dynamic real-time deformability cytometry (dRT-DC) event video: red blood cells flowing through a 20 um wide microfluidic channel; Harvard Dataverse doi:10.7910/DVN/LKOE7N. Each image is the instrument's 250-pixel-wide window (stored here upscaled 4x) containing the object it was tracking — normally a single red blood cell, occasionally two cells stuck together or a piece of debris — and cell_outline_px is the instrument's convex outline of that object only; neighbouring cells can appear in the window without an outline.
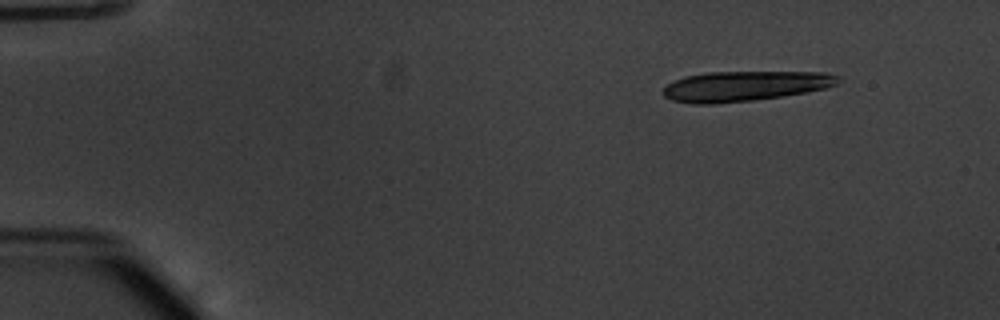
{"species": "common noctule bat (a hibernating species)", "species_latin": "Nyctalus noctula", "temperature_condition": "warm", "stored_images_in_passage": 8, "camera_frame_rate_fps": 3000, "um_per_image_px": 0.085, "animal": {"sex": "male", "body_mass_g": 20.1, "forearm_length_mm": 53.5}, "frame": {"image": 1, "passage_image": 1, "time_ms": 0.0, "image_size_px": [1000, 320], "cell_outline_px": [[844, 80], [840, 84], [808, 92], [752, 100], [716, 104], [692, 104], [672, 100], [664, 96], [660, 92], [668, 84], [684, 76], [708, 72], [824, 72], [840, 76]], "centroid_in_image_um": [63.34, 7.31], "position_along_channel_um": 21.7, "area_um2": 30.92}}